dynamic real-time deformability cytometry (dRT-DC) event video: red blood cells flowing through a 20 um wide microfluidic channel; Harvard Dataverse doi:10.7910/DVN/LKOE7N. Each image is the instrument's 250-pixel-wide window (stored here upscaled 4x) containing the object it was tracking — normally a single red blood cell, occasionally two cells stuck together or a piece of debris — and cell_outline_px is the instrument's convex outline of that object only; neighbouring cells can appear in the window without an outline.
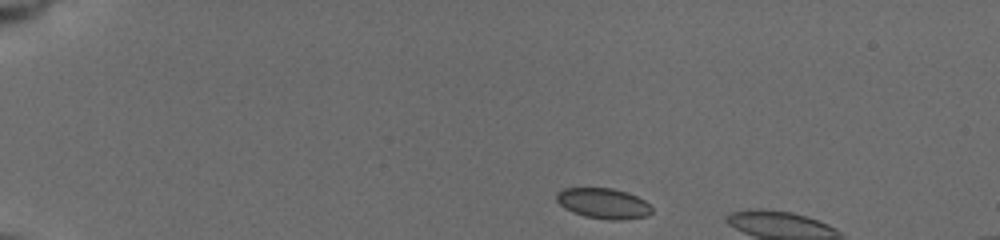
{"species": "common noctule bat (a hibernating species)", "species_latin": "Nyctalus noctula", "temperature_condition": "cold", "stored_images_in_passage": 6, "camera_frame_rate_fps": 3000, "um_per_image_px": 0.085, "animal": {"sex": "female", "body_mass_g": 19.5, "forearm_length_mm": 54.1}, "frame": {"image": 1, "passage_image": 1, "time_ms": 0.0, "image_size_px": [1000, 240], "cell_outline_px": [[652, 212], [648, 216], [620, 220], [608, 220], [584, 216], [572, 212], [564, 208], [556, 200], [556, 192], [564, 188], [612, 188], [628, 192], [644, 200], [652, 208]], "centroid_in_image_um": [51.28, 17.29], "position_along_channel_um": 33.7, "area_um2": 17.05}}